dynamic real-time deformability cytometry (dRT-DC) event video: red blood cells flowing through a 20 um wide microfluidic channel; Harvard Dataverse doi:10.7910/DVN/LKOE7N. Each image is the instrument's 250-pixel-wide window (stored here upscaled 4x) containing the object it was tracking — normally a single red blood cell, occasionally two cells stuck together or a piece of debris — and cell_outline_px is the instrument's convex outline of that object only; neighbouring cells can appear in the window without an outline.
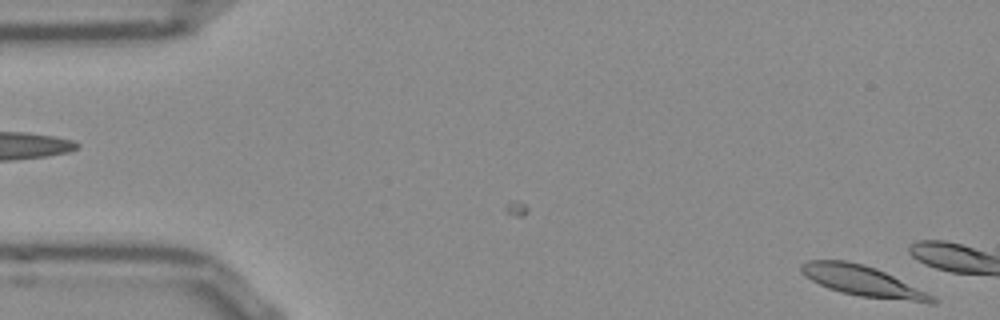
{"species": "Egyptian fruit bat (a non-hibernating species)", "species_latin": "Rousettus aegyptiacus", "temperature_condition": "room temperature", "stored_images_in_passage": 13, "camera_frame_rate_fps": 3000, "um_per_image_px": 0.085, "frame": {"image": 1, "passage_image": 13, "time_ms": 4.0, "image_size_px": [1000, 320], "cell_outline_px": [[936, 304], [932, 304], [860, 296], [840, 292], [828, 288], [812, 280], [800, 272], [800, 264], [808, 260], [848, 260], [864, 264], [876, 268], [932, 296], [936, 300]], "centroid_in_image_um": [73.26, 23.88], "position_along_channel_um": 11.7, "area_um2": 22.89}}